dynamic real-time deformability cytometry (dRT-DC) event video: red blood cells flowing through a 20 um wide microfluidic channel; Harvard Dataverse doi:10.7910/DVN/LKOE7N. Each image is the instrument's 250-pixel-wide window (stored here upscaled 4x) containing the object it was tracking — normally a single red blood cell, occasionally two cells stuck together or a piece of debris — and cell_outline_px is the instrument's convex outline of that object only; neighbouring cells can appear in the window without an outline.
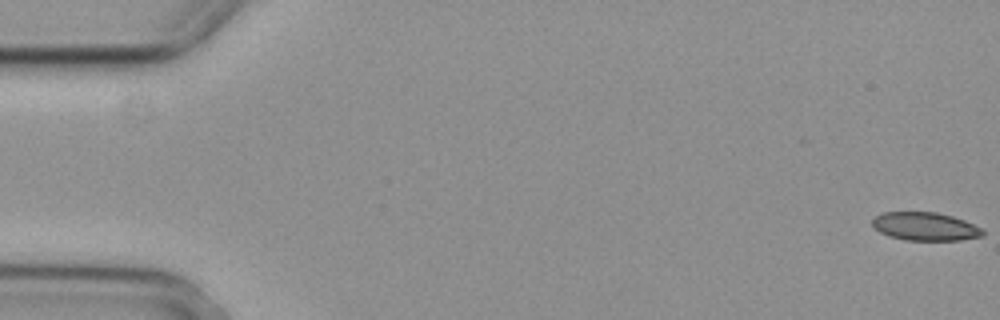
{"species": "common noctule bat (a hibernating species)", "species_latin": "Nyctalus noctula", "temperature_condition": "cold", "stored_images_in_passage": 5, "camera_frame_rate_fps": 3000, "um_per_image_px": 0.085, "animal": {"sex": "female", "body_mass_g": 29.2, "forearm_length_mm": 56.3}, "frame": {"image": 1, "passage_image": 1, "time_ms": 0.0, "image_size_px": [1000, 320], "cell_outline_px": [[984, 236], [960, 240], [904, 240], [888, 236], [872, 228], [872, 220], [876, 216], [884, 212], [936, 212], [952, 216], [964, 220], [980, 228], [984, 232]], "centroid_in_image_um": [78.61, 19.25], "position_along_channel_um": 6.4, "area_um2": 18.21}}
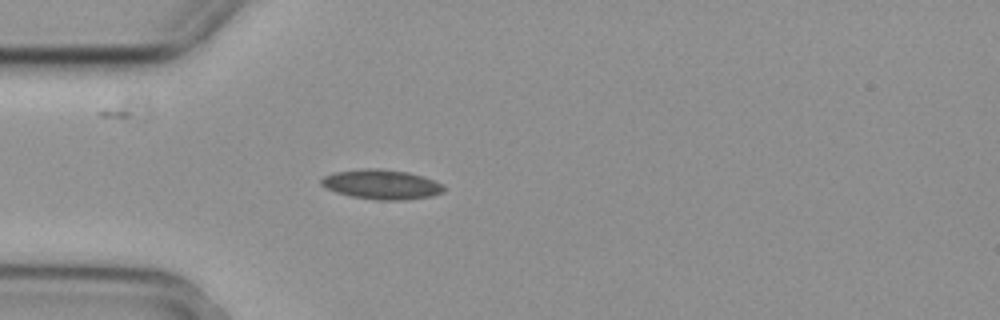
{"frame": {"image": 2, "passage_image": 5, "time_ms": 1.333, "image_size_px": [1000, 320], "cell_outline_px": [[444, 192], [432, 196], [404, 200], [376, 200], [352, 196], [336, 192], [320, 184], [320, 180], [324, 176], [336, 172], [364, 168], [380, 168], [408, 172], [424, 176], [436, 180], [444, 184]], "centroid_in_image_um": [32.49, 15.67], "position_along_channel_um": 52.5, "area_um2": 21.33}}